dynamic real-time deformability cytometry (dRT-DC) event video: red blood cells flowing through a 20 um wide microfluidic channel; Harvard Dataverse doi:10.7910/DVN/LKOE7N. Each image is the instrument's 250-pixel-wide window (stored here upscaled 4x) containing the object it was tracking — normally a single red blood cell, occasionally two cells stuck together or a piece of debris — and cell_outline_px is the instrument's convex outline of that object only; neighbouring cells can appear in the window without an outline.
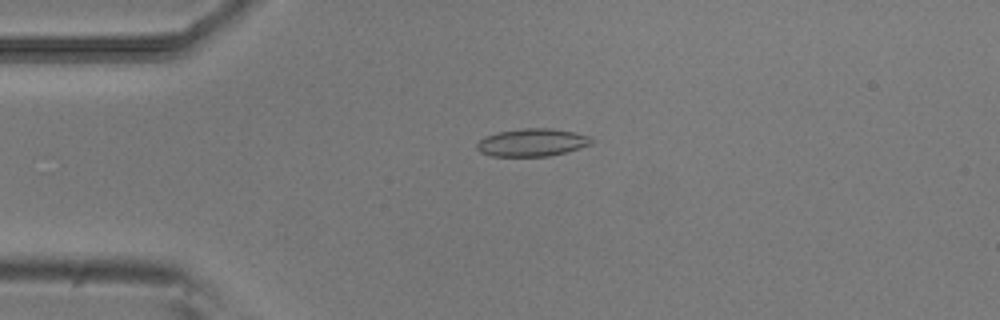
{"species": "common noctule bat (a hibernating species)", "species_latin": "Nyctalus noctula", "temperature_condition": "room temperature", "stored_images_in_passage": 52, "camera_frame_rate_fps": 3000, "um_per_image_px": 0.085, "animal": {"sex": "male", "body_mass_g": 20.5, "forearm_length_mm": 52.5}, "frame": {"image": 1, "passage_image": 12, "time_ms": 3.667, "image_size_px": [1000, 320], "cell_outline_px": [[592, 144], [580, 148], [548, 156], [492, 156], [480, 152], [476, 148], [476, 144], [484, 136], [496, 132], [520, 128], [552, 128], [576, 132], [592, 136]], "centroid_in_image_um": [45.23, 12.09], "position_along_channel_um": 39.8, "area_um2": 18.73}}
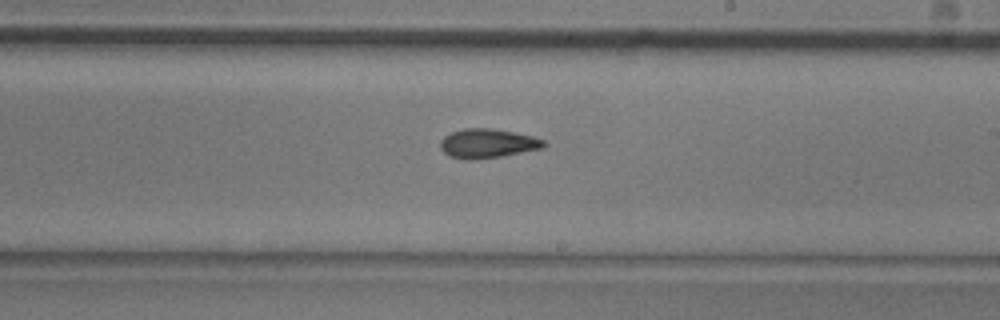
{"frame": {"image": 2, "passage_image": 30, "time_ms": 9.667, "image_size_px": [1000, 320], "cell_outline_px": [[548, 144], [544, 148], [500, 156], [448, 156], [440, 148], [440, 140], [444, 136], [452, 132], [464, 128], [492, 128], [532, 136], [544, 140]], "centroid_in_image_um": [41.49, 12.13], "position_along_channel_um": 247.5, "area_um2": 16.82}}
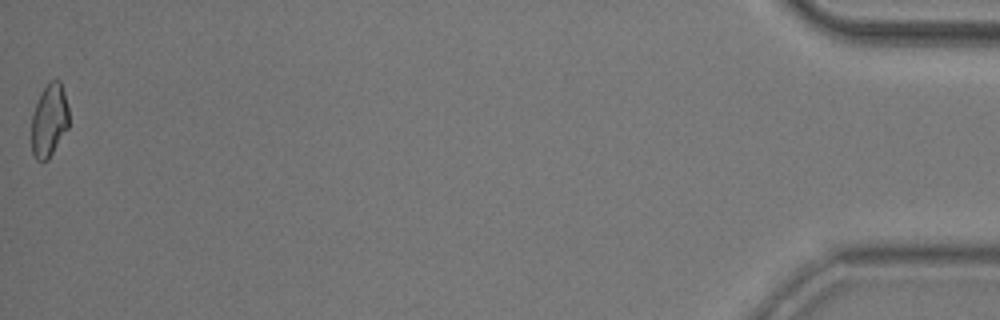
{"frame": {"image": 3, "passage_image": 52, "time_ms": 17.0, "image_size_px": [1000, 320], "cell_outline_px": [[68, 128], [48, 160], [36, 160], [32, 152], [32, 116], [36, 104], [44, 88], [52, 80], [60, 80], [68, 108]], "centroid_in_image_um": [4.18, 10.26], "position_along_channel_um": 431.0, "area_um2": 15.55}, "authors_computed_cell_mechanics": {"area_um2": 17.1377, "velocity_mm_per_s": 3.8625, "shape_relaxation_time_tau1_ms": 7.6038, "shape_relaxation_time_tau2_ms": 3.6063, "deformation_change_tau1": 0.1643, "deformation_change_tau2": 0.0861}}